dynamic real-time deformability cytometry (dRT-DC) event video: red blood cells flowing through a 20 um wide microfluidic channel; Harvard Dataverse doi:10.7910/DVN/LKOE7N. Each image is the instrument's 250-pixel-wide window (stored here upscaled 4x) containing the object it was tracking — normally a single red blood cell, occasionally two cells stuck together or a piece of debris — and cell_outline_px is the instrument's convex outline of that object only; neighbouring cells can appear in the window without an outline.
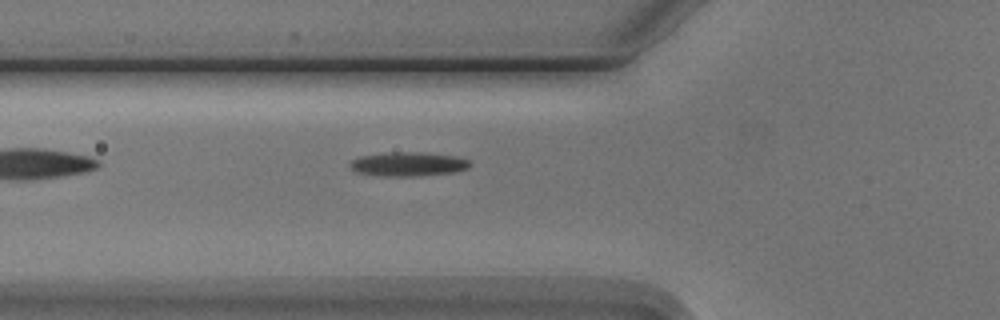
{"species": "Egyptian fruit bat (a non-hibernating species)", "species_latin": "Rousettus aegyptiacus", "temperature_condition": "cold", "stored_images_in_passage": 2, "camera_frame_rate_fps": 3000, "um_per_image_px": 0.085, "animal": {"sex": "male"}, "frame": {"image": 1, "passage_image": 2, "time_ms": 1.333, "image_size_px": [1000, 320], "cell_outline_px": [[472, 164], [468, 168], [456, 172], [420, 176], [380, 176], [356, 172], [348, 164], [352, 160], [360, 156], [392, 152], [424, 152], [456, 156], [468, 160]], "centroid_in_image_um": [34.72, 13.95], "position_along_channel_um": 91.1, "area_um2": 16.99}}